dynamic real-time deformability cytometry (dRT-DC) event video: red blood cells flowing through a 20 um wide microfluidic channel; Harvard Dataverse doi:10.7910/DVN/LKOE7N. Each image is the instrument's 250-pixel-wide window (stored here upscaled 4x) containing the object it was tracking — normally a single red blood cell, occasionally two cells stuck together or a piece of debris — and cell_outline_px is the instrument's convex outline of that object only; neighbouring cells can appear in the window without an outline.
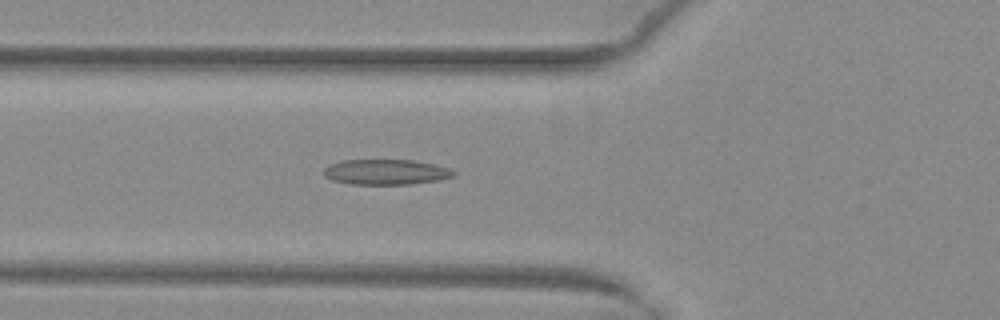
{"species": "common noctule bat (a hibernating species)", "species_latin": "Nyctalus noctula", "temperature_condition": "warm", "stored_images_in_passage": 48, "camera_frame_rate_fps": 3000, "um_per_image_px": 0.085, "animal": {"sex": "female", "body_mass_g": 29.2, "forearm_length_mm": 56.3}, "frame": {"image": 1, "passage_image": 17, "time_ms": 5.333, "image_size_px": [1000, 320], "cell_outline_px": [[456, 172], [452, 176], [436, 180], [412, 184], [348, 184], [332, 180], [324, 176], [324, 168], [328, 164], [340, 160], [412, 160], [436, 164], [448, 168]], "centroid_in_image_um": [32.75, 14.61], "position_along_channel_um": 93.1, "area_um2": 19.19}}
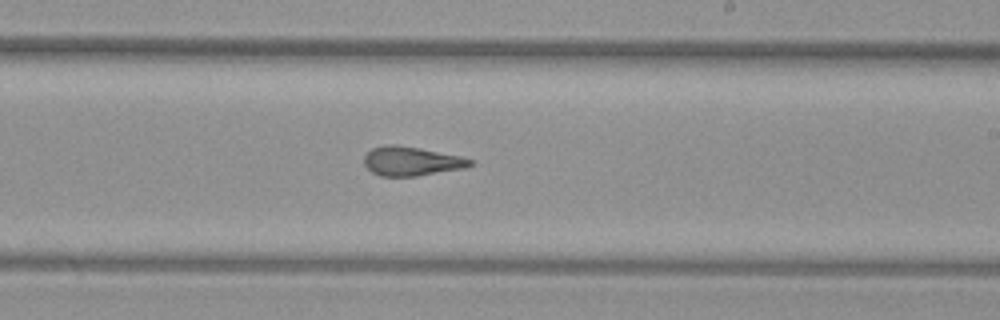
{"frame": {"image": 2, "passage_image": 29, "time_ms": 9.333, "image_size_px": [1000, 320], "cell_outline_px": [[476, 164], [468, 168], [416, 176], [380, 176], [372, 172], [364, 164], [364, 156], [372, 148], [388, 144], [396, 144], [420, 148], [460, 156], [476, 160]], "centroid_in_image_um": [35.04, 13.7], "position_along_channel_um": 254.0, "area_um2": 18.26}}
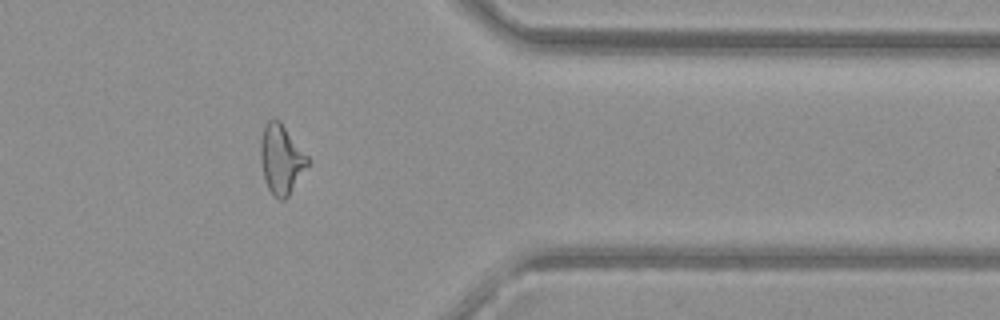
{"frame": {"image": 3, "passage_image": 40, "time_ms": 13.0, "image_size_px": [1000, 320], "cell_outline_px": [[308, 164], [288, 196], [284, 200], [280, 200], [272, 196], [264, 180], [260, 160], [260, 140], [264, 124], [272, 116], [276, 116], [280, 120], [308, 156]], "centroid_in_image_um": [23.86, 13.49], "position_along_channel_um": 387.5, "area_um2": 19.31}}